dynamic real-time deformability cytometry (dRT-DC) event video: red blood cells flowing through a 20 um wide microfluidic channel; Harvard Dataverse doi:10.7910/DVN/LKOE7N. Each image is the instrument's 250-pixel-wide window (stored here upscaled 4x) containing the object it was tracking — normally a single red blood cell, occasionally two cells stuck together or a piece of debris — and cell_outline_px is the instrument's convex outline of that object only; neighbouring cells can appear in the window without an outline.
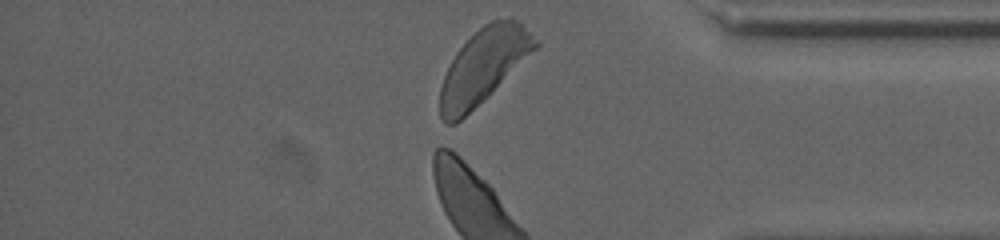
{"species": "human", "species_latin": "Homo sapiens", "temperature_condition": "cold", "stored_images_in_passage": 34, "camera_frame_rate_fps": 3000, "um_per_image_px": 0.085, "donor": {"sex": "male"}, "frame": {"image": 1, "passage_image": 34, "time_ms": 12.333, "image_size_px": [1000, 240], "cell_outline_px": [[540, 44], [536, 48], [456, 124], [444, 124], [440, 116], [440, 88], [444, 76], [456, 52], [484, 24], [492, 20], [512, 16]], "centroid_in_image_um": [41.05, 5.6], "position_along_channel_um": 394.2, "area_um2": 39.71}}